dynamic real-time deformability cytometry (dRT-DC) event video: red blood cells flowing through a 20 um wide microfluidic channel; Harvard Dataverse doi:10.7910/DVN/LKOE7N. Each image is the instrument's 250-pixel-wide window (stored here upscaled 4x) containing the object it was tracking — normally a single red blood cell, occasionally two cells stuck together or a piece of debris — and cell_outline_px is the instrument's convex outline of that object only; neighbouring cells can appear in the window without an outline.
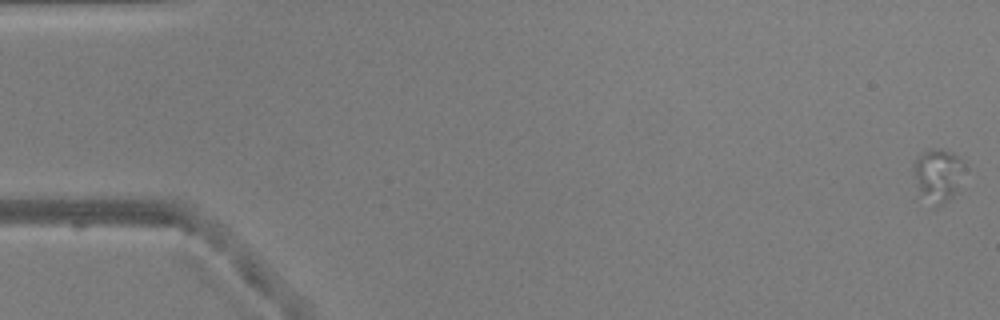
{"species": "common noctule bat (a hibernating species)", "species_latin": "Nyctalus noctula", "temperature_condition": "warm", "stored_images_in_passage": 54, "camera_frame_rate_fps": 3000, "um_per_image_px": 0.085, "animal": {"sex": "male", "body_mass_g": 20.5, "forearm_length_mm": 52.5}, "frame": {"image": 1, "passage_image": 1, "time_ms": 0.0, "image_size_px": [1000, 320], "cell_outline_px": [[964, 164], [952, 196], [940, 204], [932, 208], [920, 192], [912, 164], [912, 160], [924, 152], [932, 148], [940, 148], [952, 152]], "centroid_in_image_um": [79.66, 14.85], "position_along_channel_um": 5.3, "area_um2": 15.03}}
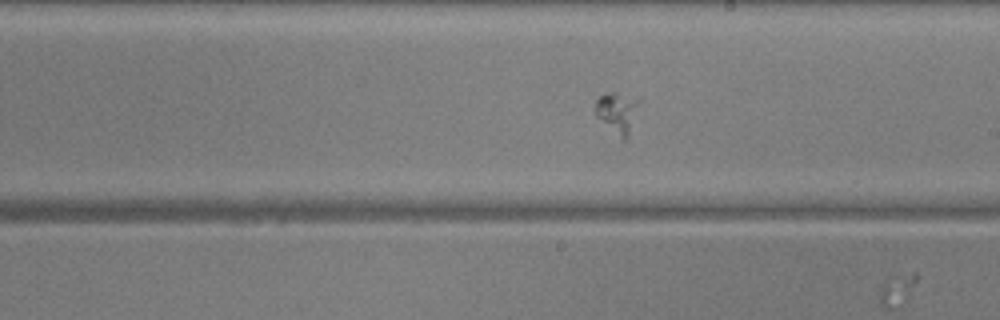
{"frame": {"image": 2, "passage_image": 31, "time_ms": 10.0, "image_size_px": [1000, 320], "cell_outline_px": [[640, 100], [628, 136], [624, 140], [596, 116], [596, 100], [600, 96], [612, 92], [616, 92], [640, 96]], "centroid_in_image_um": [52.51, 9.49], "position_along_channel_um": 236.5, "area_um2": 10.17}}
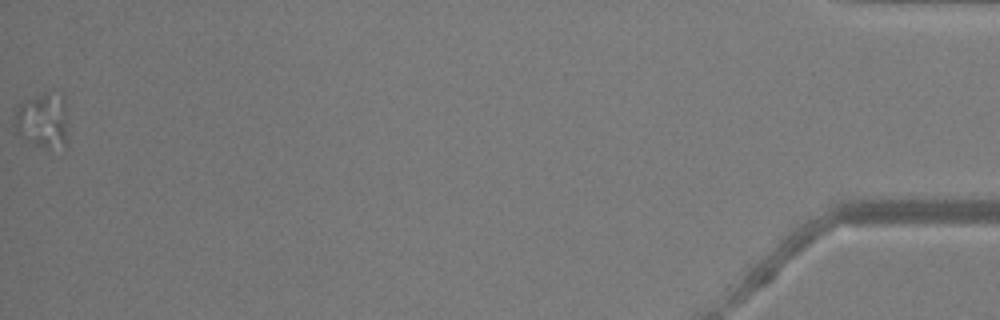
{"frame": {"image": 3, "passage_image": 54, "time_ms": 17.667, "image_size_px": [1000, 320], "cell_outline_px": [[64, 148], [48, 148], [36, 144], [20, 136], [16, 132], [12, 124], [16, 108], [24, 100], [36, 96], [60, 92], [64, 96]], "centroid_in_image_um": [3.55, 10.22], "position_along_channel_um": 431.6, "area_um2": 16.65}}